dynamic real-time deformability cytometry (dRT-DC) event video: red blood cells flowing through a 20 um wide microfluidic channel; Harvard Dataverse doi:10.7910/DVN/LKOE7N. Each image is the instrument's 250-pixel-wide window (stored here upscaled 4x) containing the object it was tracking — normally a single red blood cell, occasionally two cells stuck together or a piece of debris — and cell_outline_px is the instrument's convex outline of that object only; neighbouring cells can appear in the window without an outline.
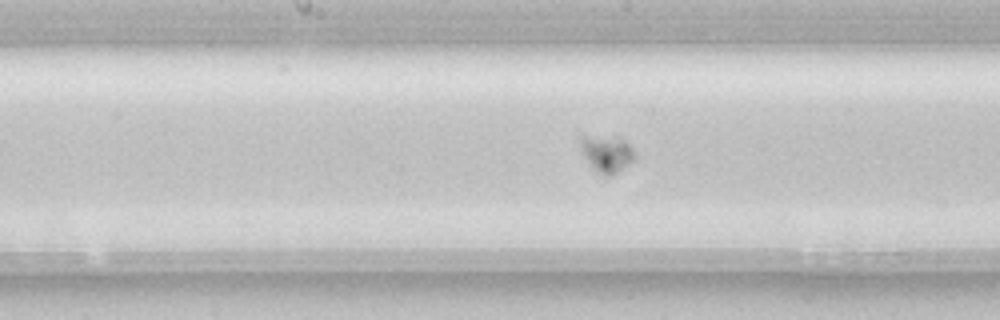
{"species": "common noctule bat (a hibernating species)", "species_latin": "Nyctalus noctula", "temperature_condition": "room temperature", "stored_images_in_passage": 57, "camera_frame_rate_fps": 3000, "um_per_image_px": 0.085, "animal": {"sex": "female", "body_mass_g": 22.7, "forearm_length_mm": 54.2}, "frame": {"image": 1, "passage_image": 30, "time_ms": 9.667, "image_size_px": [1000, 320], "cell_outline_px": [[636, 156], [628, 164], [616, 172], [608, 176], [604, 176], [592, 168], [580, 148], [580, 136], [584, 136], [624, 140], [636, 152]], "centroid_in_image_um": [51.57, 13.09], "position_along_channel_um": 196.6, "area_um2": 11.1}}
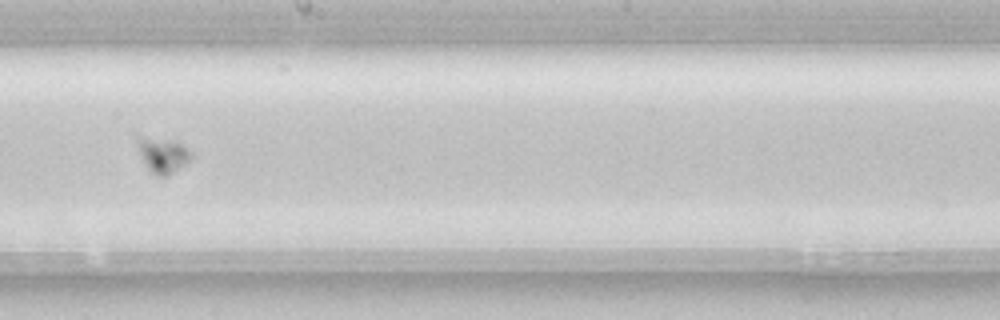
{"frame": {"image": 2, "passage_image": 33, "time_ms": 10.667, "image_size_px": [1000, 320], "cell_outline_px": [[192, 156], [184, 164], [168, 176], [156, 176], [148, 168], [140, 152], [136, 140], [136, 136], [140, 136], [176, 140], [184, 144], [192, 152]], "centroid_in_image_um": [13.86, 13.14], "position_along_channel_um": 234.3, "area_um2": 10.98}}
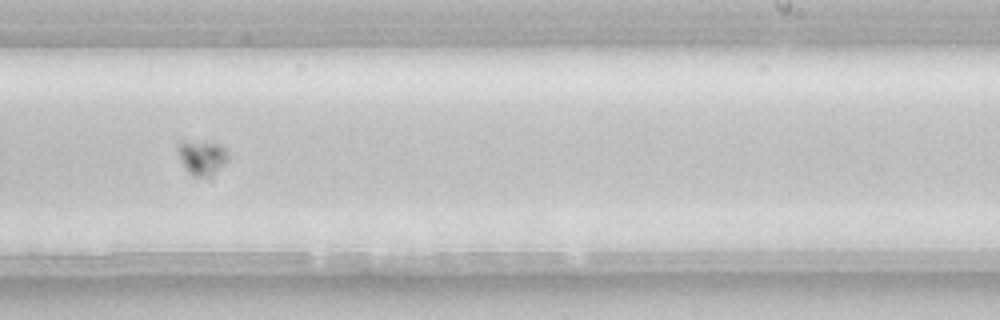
{"frame": {"image": 3, "passage_image": 36, "time_ms": 11.667, "image_size_px": [1000, 320], "cell_outline_px": [[228, 160], [224, 164], [212, 172], [204, 176], [192, 176], [184, 168], [180, 156], [176, 140], [212, 140], [220, 144], [228, 152]], "centroid_in_image_um": [17.14, 13.28], "position_along_channel_um": 271.9, "area_um2": 10.29}}